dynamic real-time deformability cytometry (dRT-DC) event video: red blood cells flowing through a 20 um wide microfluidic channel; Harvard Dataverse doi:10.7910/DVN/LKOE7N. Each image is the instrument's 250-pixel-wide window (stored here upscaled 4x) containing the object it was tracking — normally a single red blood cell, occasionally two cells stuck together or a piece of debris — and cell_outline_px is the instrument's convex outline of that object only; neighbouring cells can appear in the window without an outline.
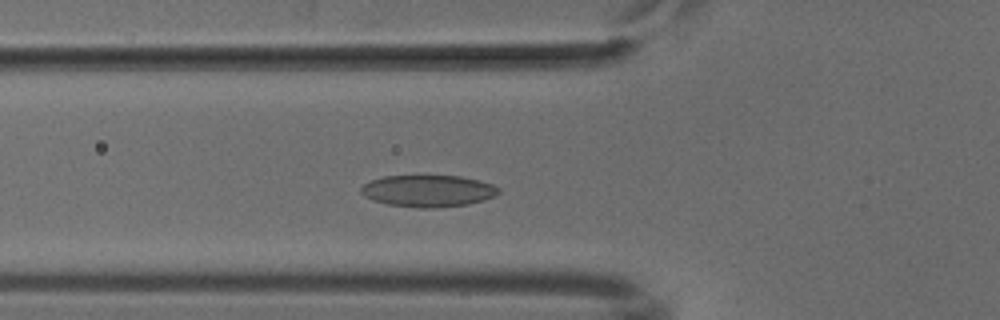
{"species": "common noctule bat (a hibernating species)", "species_latin": "Nyctalus noctula", "temperature_condition": "cold", "stored_images_in_passage": 47, "camera_frame_rate_fps": 3000, "um_per_image_px": 0.085, "animal": {"sex": "male", "body_mass_g": 18.8}, "frame": {"image": 1, "passage_image": 13, "time_ms": 4.0, "image_size_px": [1000, 320], "cell_outline_px": [[500, 192], [496, 196], [484, 200], [468, 204], [436, 208], [420, 208], [388, 204], [372, 200], [364, 196], [360, 192], [360, 188], [364, 184], [372, 180], [384, 176], [460, 176], [480, 180], [492, 184], [500, 188]], "centroid_in_image_um": [36.41, 16.23], "position_along_channel_um": 89.4, "area_um2": 25.61}}
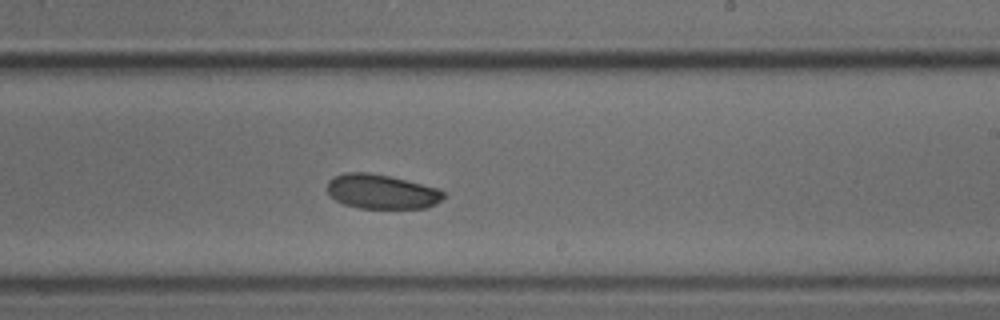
{"frame": {"image": 2, "passage_image": 26, "time_ms": 8.333, "image_size_px": [1000, 320], "cell_outline_px": [[444, 196], [436, 204], [424, 208], [360, 208], [344, 204], [336, 200], [328, 192], [328, 180], [332, 176], [344, 172], [368, 172], [388, 176], [436, 188], [444, 192]], "centroid_in_image_um": [32.39, 16.28], "position_along_channel_um": 256.6, "area_um2": 23.12}}
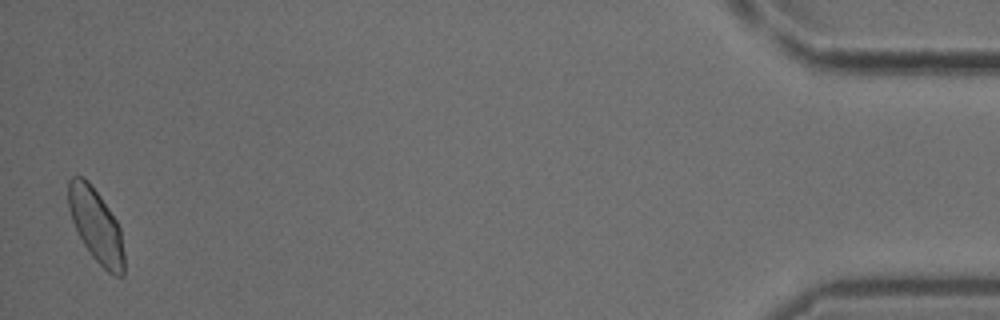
{"frame": {"image": 3, "passage_image": 46, "time_ms": 15.0, "image_size_px": [1000, 320], "cell_outline_px": [[124, 276], [116, 276], [108, 272], [92, 256], [76, 232], [68, 208], [68, 180], [72, 176], [84, 176], [88, 180], [100, 196], [116, 220], [120, 228], [124, 252]], "centroid_in_image_um": [8.15, 19.15], "position_along_channel_um": 427.0, "area_um2": 23.93}}